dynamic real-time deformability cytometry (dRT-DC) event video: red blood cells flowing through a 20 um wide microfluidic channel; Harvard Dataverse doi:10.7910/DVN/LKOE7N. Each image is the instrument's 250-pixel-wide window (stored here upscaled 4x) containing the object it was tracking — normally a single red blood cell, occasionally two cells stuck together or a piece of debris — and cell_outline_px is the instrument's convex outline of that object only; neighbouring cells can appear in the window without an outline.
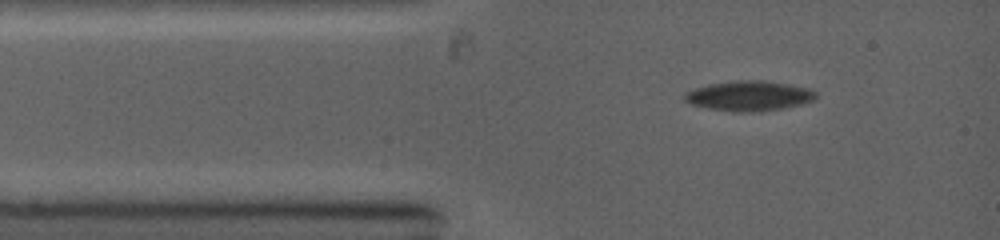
{"species": "common noctule bat (a hibernating species)", "species_latin": "Nyctalus noctula", "temperature_condition": "warm", "stored_images_in_passage": 22, "camera_frame_rate_fps": 5000, "um_per_image_px": 0.085, "animal": {"sex": "female", "body_mass_g": 19.0, "forearm_length_mm": 53.3}, "frame": {"image": 1, "passage_image": 1, "time_ms": 0.0, "image_size_px": [1000, 240], "cell_outline_px": [[816, 100], [784, 108], [752, 112], [736, 112], [708, 108], [692, 104], [684, 100], [684, 92], [708, 84], [732, 80], [764, 80], [788, 84], [808, 88], [816, 92]], "centroid_in_image_um": [63.66, 8.14], "position_along_channel_um": 21.3, "area_um2": 23.0}}
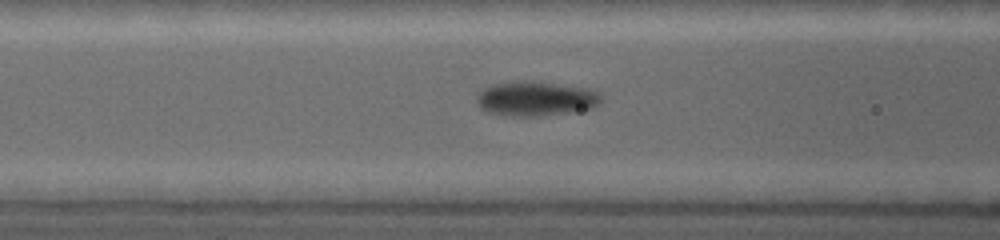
{"frame": {"image": 2, "passage_image": 12, "time_ms": 2.8, "image_size_px": [1000, 240], "cell_outline_px": [[600, 104], [592, 108], [532, 116], [520, 116], [488, 112], [480, 108], [476, 100], [476, 96], [484, 88], [492, 84], [516, 80], [532, 80], [588, 88], [600, 92]], "centroid_in_image_um": [45.51, 8.34], "position_along_channel_um": 121.1, "area_um2": 24.91}}
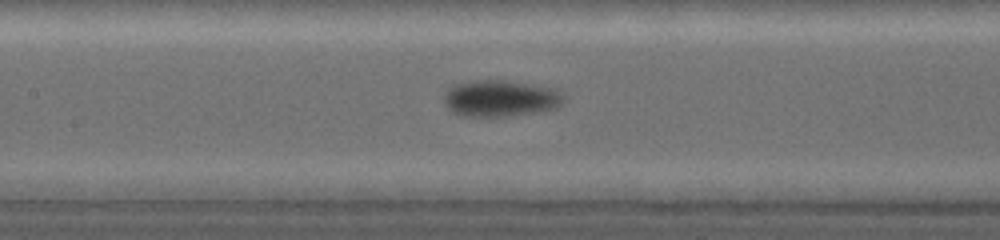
{"frame": {"image": 3, "passage_image": 16, "time_ms": 3.8, "image_size_px": [1000, 240], "cell_outline_px": [[564, 100], [556, 108], [536, 112], [504, 116], [460, 116], [452, 112], [444, 104], [444, 96], [448, 88], [452, 84], [472, 80], [504, 80], [532, 84], [556, 88], [564, 96]], "centroid_in_image_um": [42.5, 8.35], "position_along_channel_um": 164.9, "area_um2": 25.66}}